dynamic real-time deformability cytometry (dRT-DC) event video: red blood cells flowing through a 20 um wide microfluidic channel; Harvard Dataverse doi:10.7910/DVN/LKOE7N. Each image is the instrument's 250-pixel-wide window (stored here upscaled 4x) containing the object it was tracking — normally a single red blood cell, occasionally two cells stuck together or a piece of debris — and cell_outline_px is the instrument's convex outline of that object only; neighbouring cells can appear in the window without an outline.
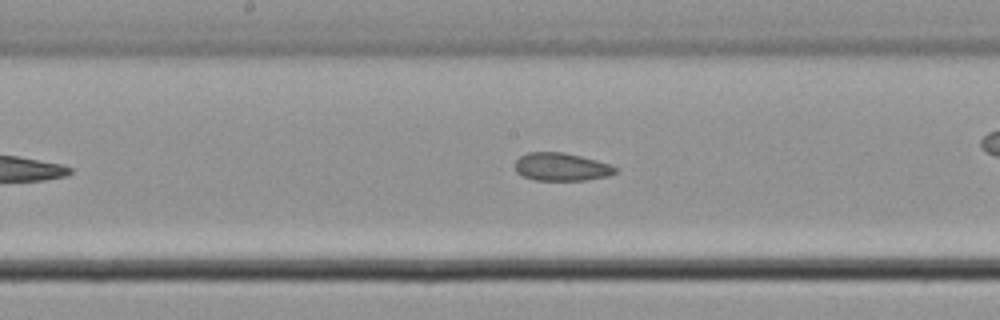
{"species": "common noctule bat (a hibernating species)", "species_latin": "Nyctalus noctula", "temperature_condition": "cold", "stored_images_in_passage": 38, "camera_frame_rate_fps": 3000, "um_per_image_px": 0.085, "animal": {"sex": "male", "body_mass_g": 21.5, "forearm_length_mm": 52.0}, "frame": {"image": 1, "passage_image": 17, "time_ms": 5.333, "image_size_px": [1000, 320], "cell_outline_px": [[616, 172], [608, 176], [584, 180], [536, 180], [524, 176], [516, 172], [516, 160], [520, 156], [528, 152], [564, 152], [596, 160], [608, 164], [616, 168]], "centroid_in_image_um": [47.7, 14.18], "position_along_channel_um": 200.5, "area_um2": 16.13}}